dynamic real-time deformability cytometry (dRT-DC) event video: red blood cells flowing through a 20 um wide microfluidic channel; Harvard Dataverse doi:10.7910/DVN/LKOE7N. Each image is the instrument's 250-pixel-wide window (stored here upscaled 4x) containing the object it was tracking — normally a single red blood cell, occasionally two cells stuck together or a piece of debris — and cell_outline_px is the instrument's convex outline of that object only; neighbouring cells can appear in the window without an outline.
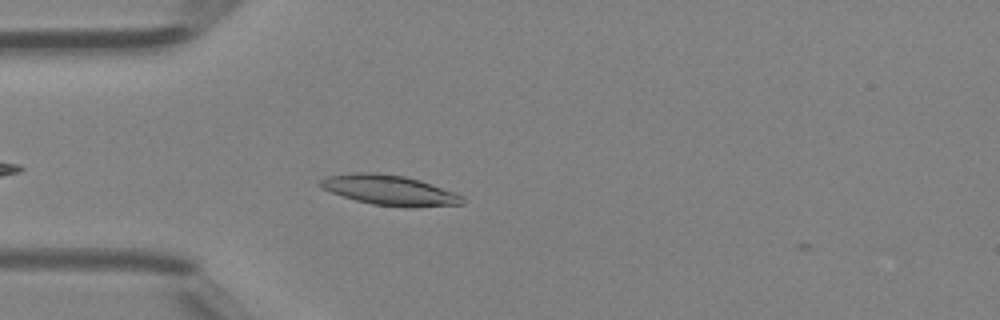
{"species": "Egyptian fruit bat (a non-hibernating species)", "species_latin": "Rousettus aegyptiacus", "temperature_condition": "room temperature", "stored_images_in_passage": 5, "camera_frame_rate_fps": 3000, "um_per_image_px": 0.085, "animal": {"sex": "female"}, "frame": {"image": 1, "passage_image": 4, "time_ms": 1.0, "image_size_px": [1000, 320], "cell_outline_px": [[464, 204], [408, 208], [372, 204], [356, 200], [332, 192], [324, 188], [320, 184], [320, 180], [328, 176], [356, 172], [372, 172], [404, 176], [420, 180], [456, 192], [464, 196]], "centroid_in_image_um": [33.19, 16.17], "position_along_channel_um": 51.8, "area_um2": 24.85}}